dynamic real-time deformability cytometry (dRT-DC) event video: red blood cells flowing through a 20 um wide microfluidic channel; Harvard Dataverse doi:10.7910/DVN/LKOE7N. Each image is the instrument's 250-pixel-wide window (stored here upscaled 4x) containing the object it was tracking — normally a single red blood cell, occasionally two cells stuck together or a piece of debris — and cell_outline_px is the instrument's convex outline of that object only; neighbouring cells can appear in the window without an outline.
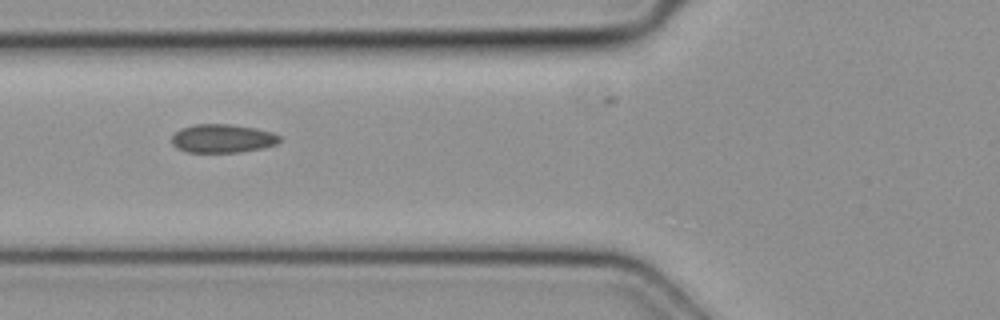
{"species": "common noctule bat (a hibernating species)", "species_latin": "Nyctalus noctula", "temperature_condition": "cold", "stored_images_in_passage": 5, "camera_frame_rate_fps": 3000, "um_per_image_px": 0.085, "animal": {"sex": "female", "body_mass_g": 19.3, "forearm_length_mm": 54.1}, "frame": {"image": 1, "passage_image": 5, "time_ms": 1.333, "image_size_px": [1000, 320], "cell_outline_px": [[280, 140], [276, 144], [264, 148], [240, 152], [188, 152], [176, 148], [172, 144], [172, 136], [180, 128], [196, 124], [228, 124], [256, 128], [272, 132], [280, 136]], "centroid_in_image_um": [18.91, 11.77], "position_along_channel_um": 106.9, "area_um2": 17.98}}